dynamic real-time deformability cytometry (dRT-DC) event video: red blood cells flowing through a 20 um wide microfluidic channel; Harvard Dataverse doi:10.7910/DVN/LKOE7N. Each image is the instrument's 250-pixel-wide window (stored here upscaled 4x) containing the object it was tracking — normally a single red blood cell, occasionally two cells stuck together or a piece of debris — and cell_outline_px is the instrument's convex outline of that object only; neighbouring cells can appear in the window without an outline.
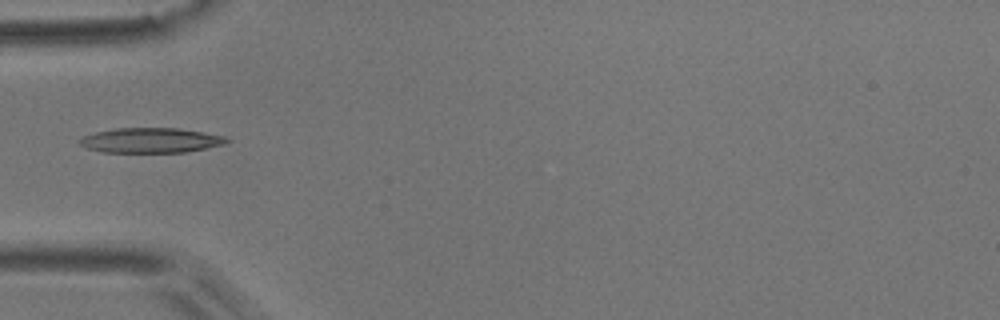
{"species": "common noctule bat (a hibernating species)", "species_latin": "Nyctalus noctula", "temperature_condition": "room temperature", "stored_images_in_passage": 8, "camera_frame_rate_fps": 3000, "um_per_image_px": 0.085, "animal": {"sex": "male", "body_mass_g": 17.9}, "frame": {"image": 1, "passage_image": 4, "time_ms": 1.0, "image_size_px": [1000, 320], "cell_outline_px": [[232, 140], [224, 144], [184, 152], [104, 152], [84, 148], [80, 144], [80, 140], [84, 136], [96, 132], [116, 128], [176, 128], [224, 136]], "centroid_in_image_um": [12.79, 11.93], "position_along_channel_um": 72.2, "area_um2": 21.1}}
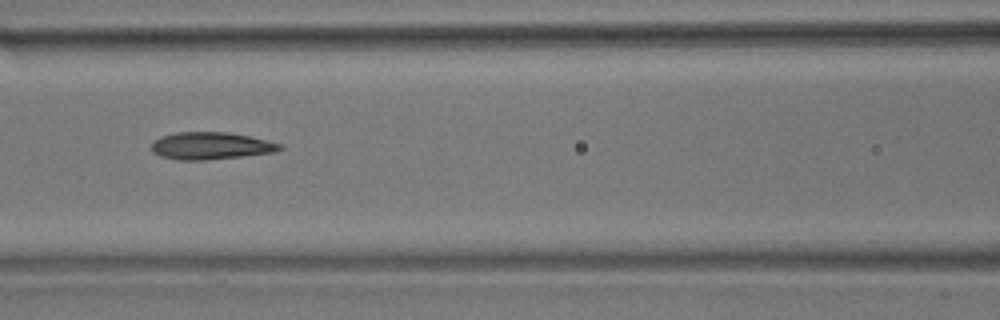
{"frame": {"image": 2, "passage_image": 6, "time_ms": 1.667, "image_size_px": [1000, 320], "cell_outline_px": [[284, 148], [276, 152], [208, 160], [176, 160], [160, 156], [152, 152], [152, 140], [160, 136], [176, 132], [228, 132], [248, 136], [284, 144]], "centroid_in_image_um": [17.91, 12.39], "position_along_channel_um": 148.7, "area_um2": 20.63}}
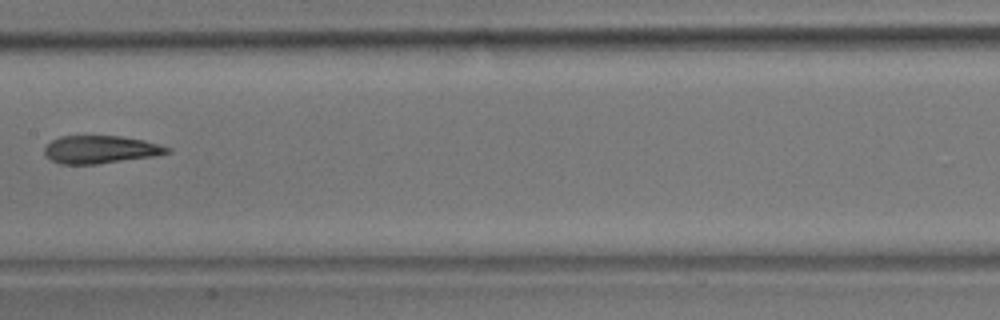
{"frame": {"image": 3, "passage_image": 7, "time_ms": 2.0, "image_size_px": [1000, 320], "cell_outline_px": [[172, 152], [156, 156], [96, 164], [60, 164], [44, 156], [44, 148], [52, 140], [60, 136], [120, 136], [144, 140], [172, 148]], "centroid_in_image_um": [8.56, 12.71], "position_along_channel_um": 198.8, "area_um2": 20.0}}